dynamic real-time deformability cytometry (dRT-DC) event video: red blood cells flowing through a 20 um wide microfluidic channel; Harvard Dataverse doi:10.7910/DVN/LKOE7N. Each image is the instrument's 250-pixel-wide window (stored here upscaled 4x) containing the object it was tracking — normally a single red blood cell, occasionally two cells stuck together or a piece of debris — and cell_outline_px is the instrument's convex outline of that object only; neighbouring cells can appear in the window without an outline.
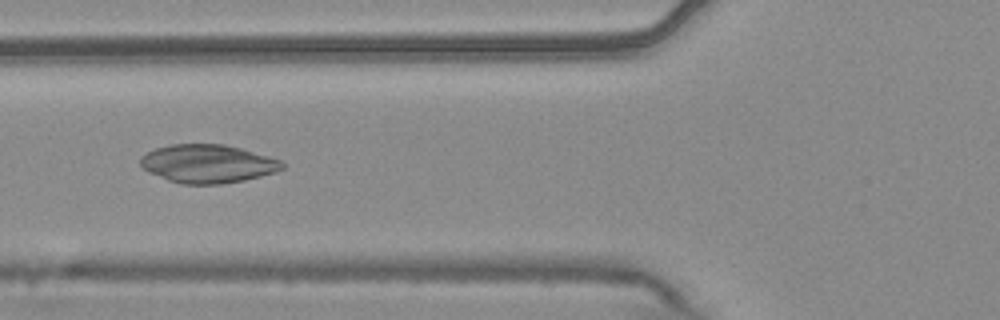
{"species": "common noctule bat (a hibernating species)", "species_latin": "Nyctalus noctula", "temperature_condition": "warm", "stored_images_in_passage": 6, "camera_frame_rate_fps": 3000, "um_per_image_px": 0.085, "animal": {"sex": "male", "body_mass_g": 20.4}, "frame": {"image": 1, "passage_image": 3, "time_ms": 0.667, "image_size_px": [1000, 320], "cell_outline_px": [[284, 168], [276, 172], [244, 180], [220, 184], [180, 184], [168, 180], [148, 172], [140, 164], [140, 156], [156, 148], [172, 144], [224, 144], [240, 148], [280, 160], [284, 164]], "centroid_in_image_um": [17.64, 13.92], "position_along_channel_um": 108.2, "area_um2": 31.56}}
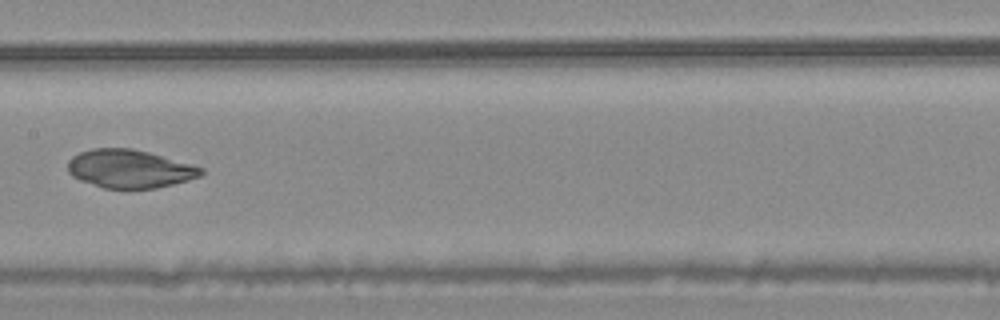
{"frame": {"image": 2, "passage_image": 5, "time_ms": 1.333, "image_size_px": [1000, 320], "cell_outline_px": [[204, 172], [200, 176], [188, 180], [156, 188], [104, 188], [80, 180], [72, 176], [68, 172], [68, 160], [72, 156], [80, 152], [92, 148], [132, 148], [148, 152], [192, 164], [204, 168]], "centroid_in_image_um": [11.01, 14.34], "position_along_channel_um": 196.4, "area_um2": 29.65}}
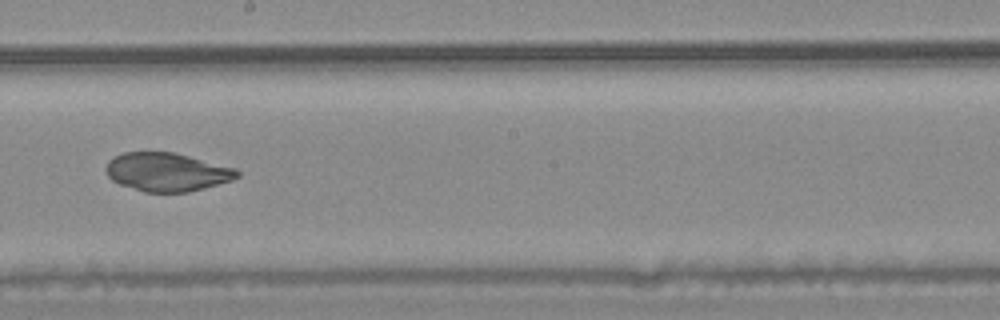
{"frame": {"image": 3, "passage_image": 6, "time_ms": 1.667, "image_size_px": [1000, 320], "cell_outline_px": [[240, 176], [232, 180], [204, 188], [188, 192], [144, 192], [120, 184], [112, 180], [108, 176], [104, 168], [108, 160], [124, 152], [176, 152], [236, 168], [240, 172]], "centroid_in_image_um": [14.2, 14.61], "position_along_channel_um": 234.0, "area_um2": 29.59}}